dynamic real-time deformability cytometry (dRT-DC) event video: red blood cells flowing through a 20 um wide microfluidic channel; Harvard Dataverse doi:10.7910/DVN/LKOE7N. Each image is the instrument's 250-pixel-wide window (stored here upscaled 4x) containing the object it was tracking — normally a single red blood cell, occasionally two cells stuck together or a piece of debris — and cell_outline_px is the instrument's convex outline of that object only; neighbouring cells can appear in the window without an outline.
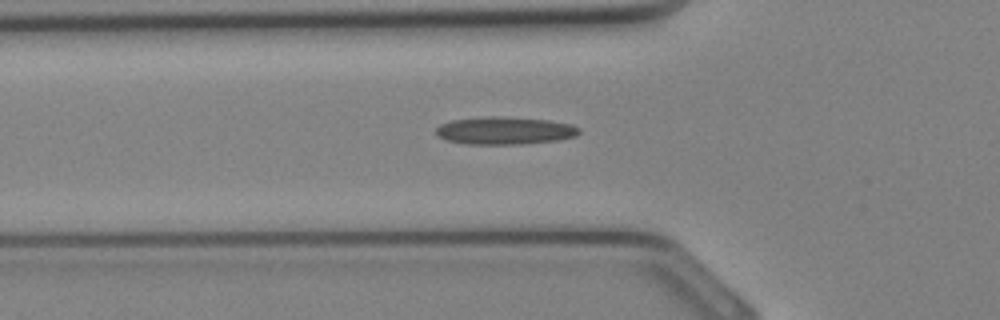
{"species": "Egyptian fruit bat (a non-hibernating species)", "species_latin": "Rousettus aegyptiacus", "temperature_condition": "cold", "stored_images_in_passage": 24, "camera_frame_rate_fps": 3000, "um_per_image_px": 0.085, "animal": {"sex": "female"}, "frame": {"image": 1, "passage_image": 2, "time_ms": 0.333, "image_size_px": [1000, 320], "cell_outline_px": [[580, 132], [576, 136], [556, 140], [520, 144], [468, 144], [444, 140], [436, 132], [436, 128], [440, 124], [452, 120], [488, 116], [496, 116], [548, 120], [572, 124], [580, 128]], "centroid_in_image_um": [42.9, 11.1], "position_along_channel_um": 82.9, "area_um2": 22.95}}
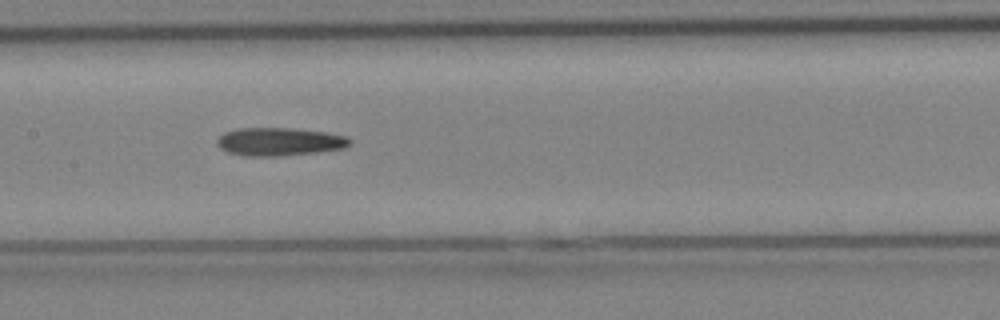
{"frame": {"image": 2, "passage_image": 7, "time_ms": 2.0, "image_size_px": [1000, 320], "cell_outline_px": [[352, 144], [344, 148], [316, 152], [276, 156], [244, 156], [228, 152], [220, 148], [216, 144], [216, 140], [224, 132], [240, 128], [292, 128], [324, 132], [348, 136], [352, 140]], "centroid_in_image_um": [23.75, 12.04], "position_along_channel_um": 183.6, "area_um2": 21.79}}
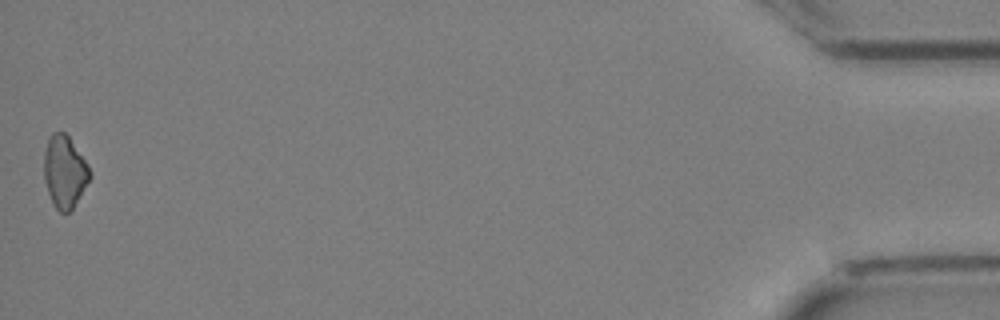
{"frame": {"image": 3, "passage_image": 24, "time_ms": 7.667, "image_size_px": [1000, 320], "cell_outline_px": [[92, 176], [72, 208], [68, 212], [60, 212], [52, 204], [44, 180], [44, 152], [48, 140], [52, 132], [64, 132], [68, 136], [88, 164], [92, 172]], "centroid_in_image_um": [5.49, 14.59], "position_along_channel_um": 429.7, "area_um2": 19.19}}